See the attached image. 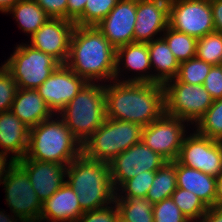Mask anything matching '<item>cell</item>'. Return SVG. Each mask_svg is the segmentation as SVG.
<instances>
[{
	"mask_svg": "<svg viewBox=\"0 0 222 222\" xmlns=\"http://www.w3.org/2000/svg\"><path fill=\"white\" fill-rule=\"evenodd\" d=\"M4 210L3 212L0 211V222H23L22 219H20L19 217L15 216V215H6V213L4 214ZM17 217V218H16Z\"/></svg>",
	"mask_w": 222,
	"mask_h": 222,
	"instance_id": "obj_45",
	"label": "cell"
},
{
	"mask_svg": "<svg viewBox=\"0 0 222 222\" xmlns=\"http://www.w3.org/2000/svg\"><path fill=\"white\" fill-rule=\"evenodd\" d=\"M8 12L27 36H32L50 18L34 0H18Z\"/></svg>",
	"mask_w": 222,
	"mask_h": 222,
	"instance_id": "obj_25",
	"label": "cell"
},
{
	"mask_svg": "<svg viewBox=\"0 0 222 222\" xmlns=\"http://www.w3.org/2000/svg\"><path fill=\"white\" fill-rule=\"evenodd\" d=\"M16 162L26 171L42 203L66 183V164L35 159H19Z\"/></svg>",
	"mask_w": 222,
	"mask_h": 222,
	"instance_id": "obj_18",
	"label": "cell"
},
{
	"mask_svg": "<svg viewBox=\"0 0 222 222\" xmlns=\"http://www.w3.org/2000/svg\"><path fill=\"white\" fill-rule=\"evenodd\" d=\"M136 0H119L96 27L115 48L134 42Z\"/></svg>",
	"mask_w": 222,
	"mask_h": 222,
	"instance_id": "obj_17",
	"label": "cell"
},
{
	"mask_svg": "<svg viewBox=\"0 0 222 222\" xmlns=\"http://www.w3.org/2000/svg\"><path fill=\"white\" fill-rule=\"evenodd\" d=\"M115 222H129V221H126L124 218H122L120 215H118Z\"/></svg>",
	"mask_w": 222,
	"mask_h": 222,
	"instance_id": "obj_47",
	"label": "cell"
},
{
	"mask_svg": "<svg viewBox=\"0 0 222 222\" xmlns=\"http://www.w3.org/2000/svg\"><path fill=\"white\" fill-rule=\"evenodd\" d=\"M154 177L155 171L141 172L140 175L133 176V178L124 182L116 190V196H140L145 198L153 183Z\"/></svg>",
	"mask_w": 222,
	"mask_h": 222,
	"instance_id": "obj_34",
	"label": "cell"
},
{
	"mask_svg": "<svg viewBox=\"0 0 222 222\" xmlns=\"http://www.w3.org/2000/svg\"><path fill=\"white\" fill-rule=\"evenodd\" d=\"M165 89V113L181 118L194 125L213 103L203 85L186 84L181 81H167Z\"/></svg>",
	"mask_w": 222,
	"mask_h": 222,
	"instance_id": "obj_8",
	"label": "cell"
},
{
	"mask_svg": "<svg viewBox=\"0 0 222 222\" xmlns=\"http://www.w3.org/2000/svg\"><path fill=\"white\" fill-rule=\"evenodd\" d=\"M177 188L197 195L209 207H215L216 177L203 173L176 161Z\"/></svg>",
	"mask_w": 222,
	"mask_h": 222,
	"instance_id": "obj_23",
	"label": "cell"
},
{
	"mask_svg": "<svg viewBox=\"0 0 222 222\" xmlns=\"http://www.w3.org/2000/svg\"><path fill=\"white\" fill-rule=\"evenodd\" d=\"M176 189V160L167 161L155 171L153 183L145 198L155 204L164 199L171 198L172 193Z\"/></svg>",
	"mask_w": 222,
	"mask_h": 222,
	"instance_id": "obj_26",
	"label": "cell"
},
{
	"mask_svg": "<svg viewBox=\"0 0 222 222\" xmlns=\"http://www.w3.org/2000/svg\"><path fill=\"white\" fill-rule=\"evenodd\" d=\"M50 18L67 19L68 0H34Z\"/></svg>",
	"mask_w": 222,
	"mask_h": 222,
	"instance_id": "obj_39",
	"label": "cell"
},
{
	"mask_svg": "<svg viewBox=\"0 0 222 222\" xmlns=\"http://www.w3.org/2000/svg\"><path fill=\"white\" fill-rule=\"evenodd\" d=\"M171 199L188 220L201 219L208 209L197 195L185 189L177 188Z\"/></svg>",
	"mask_w": 222,
	"mask_h": 222,
	"instance_id": "obj_30",
	"label": "cell"
},
{
	"mask_svg": "<svg viewBox=\"0 0 222 222\" xmlns=\"http://www.w3.org/2000/svg\"><path fill=\"white\" fill-rule=\"evenodd\" d=\"M168 26L169 0H136L134 42H152L162 37L160 34ZM158 33L160 37H157Z\"/></svg>",
	"mask_w": 222,
	"mask_h": 222,
	"instance_id": "obj_16",
	"label": "cell"
},
{
	"mask_svg": "<svg viewBox=\"0 0 222 222\" xmlns=\"http://www.w3.org/2000/svg\"><path fill=\"white\" fill-rule=\"evenodd\" d=\"M119 0H87L84 13L75 21L78 26L98 25Z\"/></svg>",
	"mask_w": 222,
	"mask_h": 222,
	"instance_id": "obj_33",
	"label": "cell"
},
{
	"mask_svg": "<svg viewBox=\"0 0 222 222\" xmlns=\"http://www.w3.org/2000/svg\"><path fill=\"white\" fill-rule=\"evenodd\" d=\"M29 131L11 110L0 113V153L8 156L11 153L14 161L22 159L28 150Z\"/></svg>",
	"mask_w": 222,
	"mask_h": 222,
	"instance_id": "obj_20",
	"label": "cell"
},
{
	"mask_svg": "<svg viewBox=\"0 0 222 222\" xmlns=\"http://www.w3.org/2000/svg\"><path fill=\"white\" fill-rule=\"evenodd\" d=\"M215 207L222 208V173L216 177Z\"/></svg>",
	"mask_w": 222,
	"mask_h": 222,
	"instance_id": "obj_44",
	"label": "cell"
},
{
	"mask_svg": "<svg viewBox=\"0 0 222 222\" xmlns=\"http://www.w3.org/2000/svg\"><path fill=\"white\" fill-rule=\"evenodd\" d=\"M203 87L209 92L213 100L222 98V64L212 66L205 78Z\"/></svg>",
	"mask_w": 222,
	"mask_h": 222,
	"instance_id": "obj_38",
	"label": "cell"
},
{
	"mask_svg": "<svg viewBox=\"0 0 222 222\" xmlns=\"http://www.w3.org/2000/svg\"><path fill=\"white\" fill-rule=\"evenodd\" d=\"M18 0H0V12L7 13V11L17 2Z\"/></svg>",
	"mask_w": 222,
	"mask_h": 222,
	"instance_id": "obj_46",
	"label": "cell"
},
{
	"mask_svg": "<svg viewBox=\"0 0 222 222\" xmlns=\"http://www.w3.org/2000/svg\"><path fill=\"white\" fill-rule=\"evenodd\" d=\"M213 65L202 61L198 57H193L179 64V70L175 79L170 81H181L186 84L203 85L206 76Z\"/></svg>",
	"mask_w": 222,
	"mask_h": 222,
	"instance_id": "obj_32",
	"label": "cell"
},
{
	"mask_svg": "<svg viewBox=\"0 0 222 222\" xmlns=\"http://www.w3.org/2000/svg\"><path fill=\"white\" fill-rule=\"evenodd\" d=\"M121 64H124L122 68L125 70L127 69V71L129 70L136 72L139 71L137 72L138 74L136 73V76L134 75L128 79L125 78V80L124 78L122 80L119 79V77L123 75L120 74L121 71L123 72ZM150 69L152 70L148 43L132 42L116 49V68L114 80L120 82L153 83L154 72L150 73Z\"/></svg>",
	"mask_w": 222,
	"mask_h": 222,
	"instance_id": "obj_19",
	"label": "cell"
},
{
	"mask_svg": "<svg viewBox=\"0 0 222 222\" xmlns=\"http://www.w3.org/2000/svg\"><path fill=\"white\" fill-rule=\"evenodd\" d=\"M112 204L100 209L85 211L77 222H115L119 215V209L115 201Z\"/></svg>",
	"mask_w": 222,
	"mask_h": 222,
	"instance_id": "obj_37",
	"label": "cell"
},
{
	"mask_svg": "<svg viewBox=\"0 0 222 222\" xmlns=\"http://www.w3.org/2000/svg\"><path fill=\"white\" fill-rule=\"evenodd\" d=\"M194 127L199 135L222 141V98L213 100L212 105Z\"/></svg>",
	"mask_w": 222,
	"mask_h": 222,
	"instance_id": "obj_29",
	"label": "cell"
},
{
	"mask_svg": "<svg viewBox=\"0 0 222 222\" xmlns=\"http://www.w3.org/2000/svg\"><path fill=\"white\" fill-rule=\"evenodd\" d=\"M16 81L11 74L0 66V113L9 111L18 91Z\"/></svg>",
	"mask_w": 222,
	"mask_h": 222,
	"instance_id": "obj_36",
	"label": "cell"
},
{
	"mask_svg": "<svg viewBox=\"0 0 222 222\" xmlns=\"http://www.w3.org/2000/svg\"><path fill=\"white\" fill-rule=\"evenodd\" d=\"M188 222H204V221L200 219V220H188Z\"/></svg>",
	"mask_w": 222,
	"mask_h": 222,
	"instance_id": "obj_49",
	"label": "cell"
},
{
	"mask_svg": "<svg viewBox=\"0 0 222 222\" xmlns=\"http://www.w3.org/2000/svg\"><path fill=\"white\" fill-rule=\"evenodd\" d=\"M83 213L77 194L65 183L42 203L40 219L46 222H77Z\"/></svg>",
	"mask_w": 222,
	"mask_h": 222,
	"instance_id": "obj_21",
	"label": "cell"
},
{
	"mask_svg": "<svg viewBox=\"0 0 222 222\" xmlns=\"http://www.w3.org/2000/svg\"><path fill=\"white\" fill-rule=\"evenodd\" d=\"M119 215L129 222H154L153 203L140 196H115Z\"/></svg>",
	"mask_w": 222,
	"mask_h": 222,
	"instance_id": "obj_27",
	"label": "cell"
},
{
	"mask_svg": "<svg viewBox=\"0 0 222 222\" xmlns=\"http://www.w3.org/2000/svg\"><path fill=\"white\" fill-rule=\"evenodd\" d=\"M196 57L213 66L221 65L222 33L214 31L197 39Z\"/></svg>",
	"mask_w": 222,
	"mask_h": 222,
	"instance_id": "obj_31",
	"label": "cell"
},
{
	"mask_svg": "<svg viewBox=\"0 0 222 222\" xmlns=\"http://www.w3.org/2000/svg\"><path fill=\"white\" fill-rule=\"evenodd\" d=\"M161 35L179 64L196 56V38L177 32L169 26Z\"/></svg>",
	"mask_w": 222,
	"mask_h": 222,
	"instance_id": "obj_28",
	"label": "cell"
},
{
	"mask_svg": "<svg viewBox=\"0 0 222 222\" xmlns=\"http://www.w3.org/2000/svg\"><path fill=\"white\" fill-rule=\"evenodd\" d=\"M153 220L154 222H188L171 198L153 205Z\"/></svg>",
	"mask_w": 222,
	"mask_h": 222,
	"instance_id": "obj_35",
	"label": "cell"
},
{
	"mask_svg": "<svg viewBox=\"0 0 222 222\" xmlns=\"http://www.w3.org/2000/svg\"><path fill=\"white\" fill-rule=\"evenodd\" d=\"M11 213L23 221L40 219L42 202L32 187L26 171L15 161L3 183Z\"/></svg>",
	"mask_w": 222,
	"mask_h": 222,
	"instance_id": "obj_11",
	"label": "cell"
},
{
	"mask_svg": "<svg viewBox=\"0 0 222 222\" xmlns=\"http://www.w3.org/2000/svg\"><path fill=\"white\" fill-rule=\"evenodd\" d=\"M169 27L196 39L214 32L210 0H169Z\"/></svg>",
	"mask_w": 222,
	"mask_h": 222,
	"instance_id": "obj_9",
	"label": "cell"
},
{
	"mask_svg": "<svg viewBox=\"0 0 222 222\" xmlns=\"http://www.w3.org/2000/svg\"><path fill=\"white\" fill-rule=\"evenodd\" d=\"M54 117L30 128L29 146L22 159L66 164L82 154V145L64 121Z\"/></svg>",
	"mask_w": 222,
	"mask_h": 222,
	"instance_id": "obj_4",
	"label": "cell"
},
{
	"mask_svg": "<svg viewBox=\"0 0 222 222\" xmlns=\"http://www.w3.org/2000/svg\"><path fill=\"white\" fill-rule=\"evenodd\" d=\"M66 177V183L77 194L84 212L100 209L115 201L116 191L107 162L89 159L82 153L67 166Z\"/></svg>",
	"mask_w": 222,
	"mask_h": 222,
	"instance_id": "obj_3",
	"label": "cell"
},
{
	"mask_svg": "<svg viewBox=\"0 0 222 222\" xmlns=\"http://www.w3.org/2000/svg\"><path fill=\"white\" fill-rule=\"evenodd\" d=\"M87 83L66 64H60L36 90L57 115Z\"/></svg>",
	"mask_w": 222,
	"mask_h": 222,
	"instance_id": "obj_14",
	"label": "cell"
},
{
	"mask_svg": "<svg viewBox=\"0 0 222 222\" xmlns=\"http://www.w3.org/2000/svg\"><path fill=\"white\" fill-rule=\"evenodd\" d=\"M167 160L141 141L116 156L110 163V176L115 191L133 176L144 171H157Z\"/></svg>",
	"mask_w": 222,
	"mask_h": 222,
	"instance_id": "obj_13",
	"label": "cell"
},
{
	"mask_svg": "<svg viewBox=\"0 0 222 222\" xmlns=\"http://www.w3.org/2000/svg\"><path fill=\"white\" fill-rule=\"evenodd\" d=\"M87 0H68L67 19L75 22L83 13Z\"/></svg>",
	"mask_w": 222,
	"mask_h": 222,
	"instance_id": "obj_40",
	"label": "cell"
},
{
	"mask_svg": "<svg viewBox=\"0 0 222 222\" xmlns=\"http://www.w3.org/2000/svg\"><path fill=\"white\" fill-rule=\"evenodd\" d=\"M23 222H44L42 219L25 220Z\"/></svg>",
	"mask_w": 222,
	"mask_h": 222,
	"instance_id": "obj_48",
	"label": "cell"
},
{
	"mask_svg": "<svg viewBox=\"0 0 222 222\" xmlns=\"http://www.w3.org/2000/svg\"><path fill=\"white\" fill-rule=\"evenodd\" d=\"M14 162L15 161L12 159V157H8V155L0 153V185L4 183L7 171L14 164Z\"/></svg>",
	"mask_w": 222,
	"mask_h": 222,
	"instance_id": "obj_42",
	"label": "cell"
},
{
	"mask_svg": "<svg viewBox=\"0 0 222 222\" xmlns=\"http://www.w3.org/2000/svg\"><path fill=\"white\" fill-rule=\"evenodd\" d=\"M88 83L114 80L116 49L96 26L76 25L65 63Z\"/></svg>",
	"mask_w": 222,
	"mask_h": 222,
	"instance_id": "obj_2",
	"label": "cell"
},
{
	"mask_svg": "<svg viewBox=\"0 0 222 222\" xmlns=\"http://www.w3.org/2000/svg\"><path fill=\"white\" fill-rule=\"evenodd\" d=\"M201 219L204 222H222V208L209 207Z\"/></svg>",
	"mask_w": 222,
	"mask_h": 222,
	"instance_id": "obj_43",
	"label": "cell"
},
{
	"mask_svg": "<svg viewBox=\"0 0 222 222\" xmlns=\"http://www.w3.org/2000/svg\"><path fill=\"white\" fill-rule=\"evenodd\" d=\"M75 22L68 19L49 18L30 38V46L47 53L65 64Z\"/></svg>",
	"mask_w": 222,
	"mask_h": 222,
	"instance_id": "obj_15",
	"label": "cell"
},
{
	"mask_svg": "<svg viewBox=\"0 0 222 222\" xmlns=\"http://www.w3.org/2000/svg\"><path fill=\"white\" fill-rule=\"evenodd\" d=\"M143 127L125 120L106 118L82 145L89 159L110 163L120 153L141 141Z\"/></svg>",
	"mask_w": 222,
	"mask_h": 222,
	"instance_id": "obj_6",
	"label": "cell"
},
{
	"mask_svg": "<svg viewBox=\"0 0 222 222\" xmlns=\"http://www.w3.org/2000/svg\"><path fill=\"white\" fill-rule=\"evenodd\" d=\"M104 90L106 117L109 119L145 127L165 113V89L159 83L112 80L104 85Z\"/></svg>",
	"mask_w": 222,
	"mask_h": 222,
	"instance_id": "obj_1",
	"label": "cell"
},
{
	"mask_svg": "<svg viewBox=\"0 0 222 222\" xmlns=\"http://www.w3.org/2000/svg\"><path fill=\"white\" fill-rule=\"evenodd\" d=\"M11 111L29 128L56 116L36 89L19 88Z\"/></svg>",
	"mask_w": 222,
	"mask_h": 222,
	"instance_id": "obj_22",
	"label": "cell"
},
{
	"mask_svg": "<svg viewBox=\"0 0 222 222\" xmlns=\"http://www.w3.org/2000/svg\"><path fill=\"white\" fill-rule=\"evenodd\" d=\"M83 145L106 120L103 83H87L57 114Z\"/></svg>",
	"mask_w": 222,
	"mask_h": 222,
	"instance_id": "obj_5",
	"label": "cell"
},
{
	"mask_svg": "<svg viewBox=\"0 0 222 222\" xmlns=\"http://www.w3.org/2000/svg\"><path fill=\"white\" fill-rule=\"evenodd\" d=\"M2 64L18 88L37 89L61 64L53 56L31 47L16 45L13 54Z\"/></svg>",
	"mask_w": 222,
	"mask_h": 222,
	"instance_id": "obj_7",
	"label": "cell"
},
{
	"mask_svg": "<svg viewBox=\"0 0 222 222\" xmlns=\"http://www.w3.org/2000/svg\"><path fill=\"white\" fill-rule=\"evenodd\" d=\"M176 161L211 176L222 173V141L193 133L185 136Z\"/></svg>",
	"mask_w": 222,
	"mask_h": 222,
	"instance_id": "obj_12",
	"label": "cell"
},
{
	"mask_svg": "<svg viewBox=\"0 0 222 222\" xmlns=\"http://www.w3.org/2000/svg\"><path fill=\"white\" fill-rule=\"evenodd\" d=\"M210 5L215 31L222 33V0H210Z\"/></svg>",
	"mask_w": 222,
	"mask_h": 222,
	"instance_id": "obj_41",
	"label": "cell"
},
{
	"mask_svg": "<svg viewBox=\"0 0 222 222\" xmlns=\"http://www.w3.org/2000/svg\"><path fill=\"white\" fill-rule=\"evenodd\" d=\"M151 68H154L153 83L164 85L175 79L179 70V62L174 57L163 37L148 43ZM157 72V73H156Z\"/></svg>",
	"mask_w": 222,
	"mask_h": 222,
	"instance_id": "obj_24",
	"label": "cell"
},
{
	"mask_svg": "<svg viewBox=\"0 0 222 222\" xmlns=\"http://www.w3.org/2000/svg\"><path fill=\"white\" fill-rule=\"evenodd\" d=\"M185 122L181 118L164 113L143 127L141 142L167 161H175L188 133Z\"/></svg>",
	"mask_w": 222,
	"mask_h": 222,
	"instance_id": "obj_10",
	"label": "cell"
}]
</instances>
